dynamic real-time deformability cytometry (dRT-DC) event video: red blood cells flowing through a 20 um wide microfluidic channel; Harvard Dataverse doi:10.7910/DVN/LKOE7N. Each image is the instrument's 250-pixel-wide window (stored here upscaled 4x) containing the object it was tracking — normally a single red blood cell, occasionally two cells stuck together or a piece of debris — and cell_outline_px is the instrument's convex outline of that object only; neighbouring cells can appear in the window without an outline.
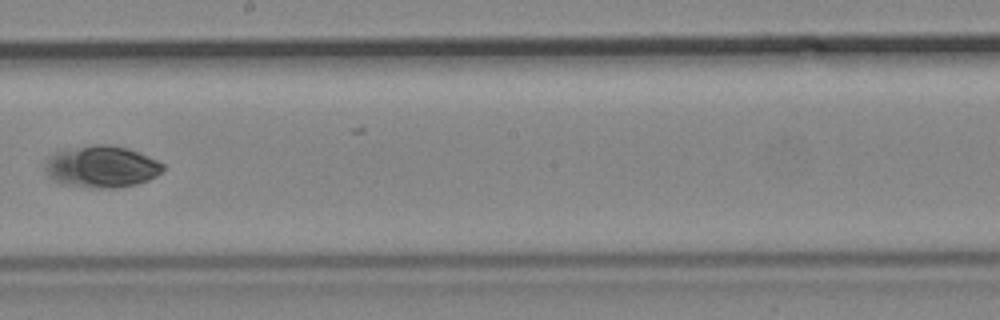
{"species": "common noctule bat (a hibernating species)", "species_latin": "Nyctalus noctula", "temperature_condition": "cold", "stored_images_in_passage": 6, "segment_of_instrument_passage": [2, 2], "camera_frame_rate_fps": 3000, "um_per_image_px": 0.085, "animal": {"sex": "male", "body_mass_g": 19.2, "forearm_length_mm": 51.8}, "frame": {"image": 1, "passage_image": 6, "time_ms": 6.333, "image_size_px": [1000, 320], "cell_outline_px": [[164, 168], [156, 176], [148, 180], [136, 184], [116, 188], [92, 188], [64, 184], [52, 180], [48, 176], [44, 168], [44, 164], [48, 156], [56, 152], [92, 144], [108, 144], [128, 148], [148, 156], [164, 164]], "centroid_in_image_um": [8.61, 14.17], "position_along_channel_um": 239.6, "area_um2": 28.78}}